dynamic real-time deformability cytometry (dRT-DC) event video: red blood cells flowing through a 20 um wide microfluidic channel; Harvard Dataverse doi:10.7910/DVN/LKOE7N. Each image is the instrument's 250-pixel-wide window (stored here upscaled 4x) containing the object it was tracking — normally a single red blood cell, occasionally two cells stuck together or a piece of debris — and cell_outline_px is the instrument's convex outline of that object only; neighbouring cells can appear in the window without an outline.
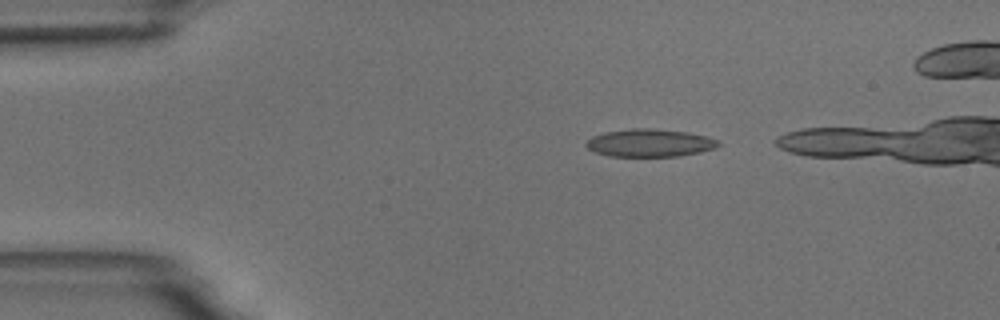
{"species": "common noctule bat (a hibernating species)", "species_latin": "Nyctalus noctula", "temperature_condition": "room temperature", "stored_images_in_passage": 6, "camera_frame_rate_fps": 3000, "um_per_image_px": 0.085, "animal": {"sex": "male", "body_mass_g": 18.8}, "frame": {"image": 1, "passage_image": 2, "time_ms": 1.0, "image_size_px": [1000, 320], "cell_outline_px": [[720, 144], [716, 148], [700, 152], [680, 156], [608, 156], [592, 152], [584, 144], [592, 136], [604, 132], [628, 128], [656, 128], [688, 132], [708, 136], [720, 140]], "centroid_in_image_um": [55.23, 12.14], "position_along_channel_um": 29.8, "area_um2": 21.79}}